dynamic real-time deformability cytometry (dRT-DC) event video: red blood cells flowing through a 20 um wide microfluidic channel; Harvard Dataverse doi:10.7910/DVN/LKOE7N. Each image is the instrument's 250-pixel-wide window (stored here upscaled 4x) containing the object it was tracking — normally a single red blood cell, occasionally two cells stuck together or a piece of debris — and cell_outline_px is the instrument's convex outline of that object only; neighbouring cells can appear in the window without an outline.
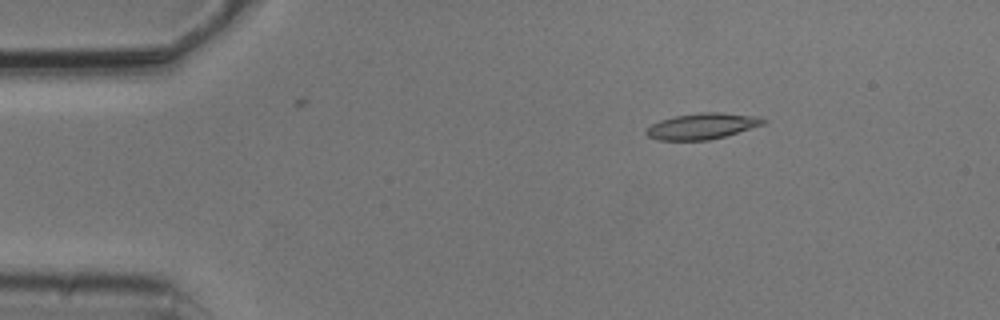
{"species": "common noctule bat (a hibernating species)", "species_latin": "Nyctalus noctula", "temperature_condition": "cold", "stored_images_in_passage": 3, "camera_frame_rate_fps": 3000, "um_per_image_px": 0.085, "animal": {"sex": "male", "body_mass_g": 20.5, "forearm_length_mm": 52.5}, "frame": {"image": 1, "passage_image": 1, "time_ms": 0.0, "image_size_px": [1000, 320], "cell_outline_px": [[768, 120], [764, 124], [724, 136], [708, 140], [656, 140], [648, 136], [644, 132], [652, 124], [660, 120], [676, 116], [700, 112], [720, 112], [760, 116]], "centroid_in_image_um": [59.7, 10.71], "position_along_channel_um": 25.3, "area_um2": 17.69}}